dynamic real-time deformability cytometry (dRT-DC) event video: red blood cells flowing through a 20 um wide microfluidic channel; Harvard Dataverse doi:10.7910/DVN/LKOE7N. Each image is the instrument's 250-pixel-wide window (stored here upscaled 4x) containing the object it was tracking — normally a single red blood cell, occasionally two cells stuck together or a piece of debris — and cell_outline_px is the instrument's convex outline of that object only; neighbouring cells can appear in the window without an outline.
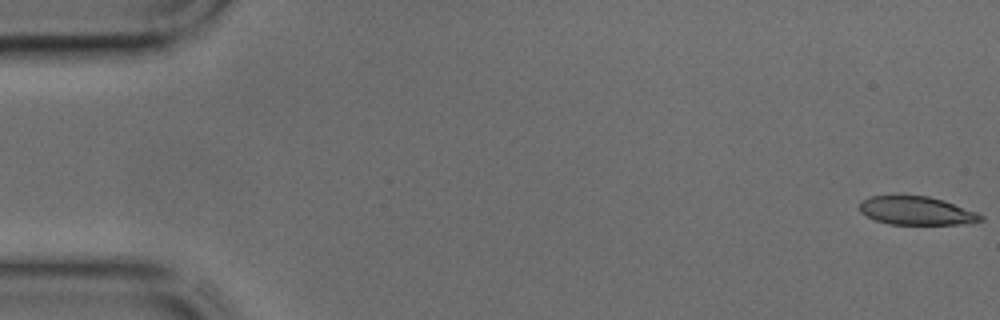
{"species": "common noctule bat (a hibernating species)", "species_latin": "Nyctalus noctula", "temperature_condition": "cold", "stored_images_in_passage": 44, "camera_frame_rate_fps": 3000, "um_per_image_px": 0.085, "animal": {"sex": "male", "body_mass_g": 17.9, "forearm_length_mm": 54.2}, "frame": {"image": 1, "passage_image": 1, "time_ms": 0.0, "image_size_px": [1000, 320], "cell_outline_px": [[984, 220], [972, 224], [888, 224], [876, 220], [860, 212], [860, 200], [868, 196], [928, 196], [944, 200], [976, 212], [984, 216]], "centroid_in_image_um": [77.93, 17.92], "position_along_channel_um": 7.1, "area_um2": 20.11}}
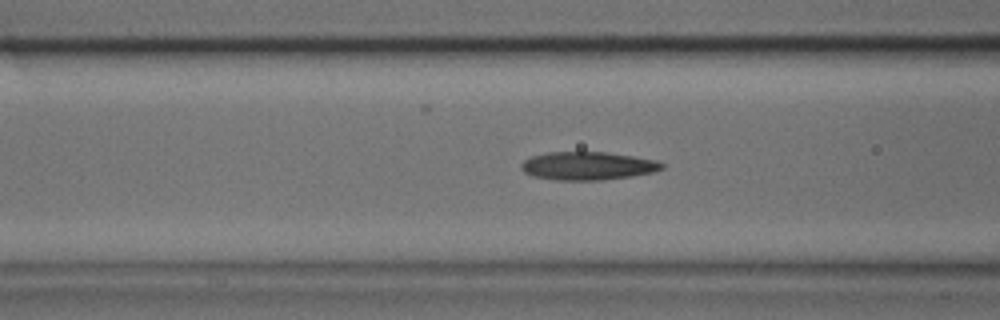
{"frame": {"image": 2, "passage_image": 17, "time_ms": 5.333, "image_size_px": [1000, 320], "cell_outline_px": [[664, 168], [652, 172], [632, 176], [604, 180], [556, 180], [532, 176], [524, 172], [520, 168], [520, 164], [524, 160], [532, 156], [548, 152], [604, 152], [632, 156], [656, 160], [664, 164]], "centroid_in_image_um": [49.93, 14.1], "position_along_channel_um": 116.7, "area_um2": 23.12}}
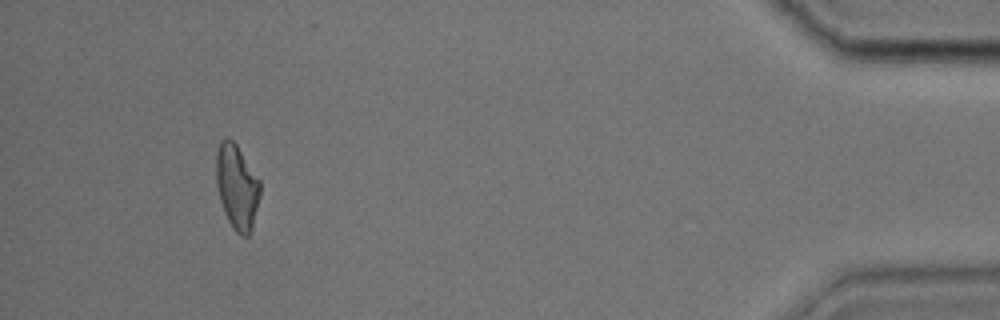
{"frame": {"image": 3, "passage_image": 41, "time_ms": 13.333, "image_size_px": [1000, 320], "cell_outline_px": [[260, 196], [252, 228], [248, 236], [240, 236], [232, 228], [224, 212], [220, 200], [216, 184], [216, 152], [220, 140], [228, 136], [236, 144], [260, 180]], "centroid_in_image_um": [20.13, 15.87], "position_along_channel_um": 415.1, "area_um2": 21.85}}